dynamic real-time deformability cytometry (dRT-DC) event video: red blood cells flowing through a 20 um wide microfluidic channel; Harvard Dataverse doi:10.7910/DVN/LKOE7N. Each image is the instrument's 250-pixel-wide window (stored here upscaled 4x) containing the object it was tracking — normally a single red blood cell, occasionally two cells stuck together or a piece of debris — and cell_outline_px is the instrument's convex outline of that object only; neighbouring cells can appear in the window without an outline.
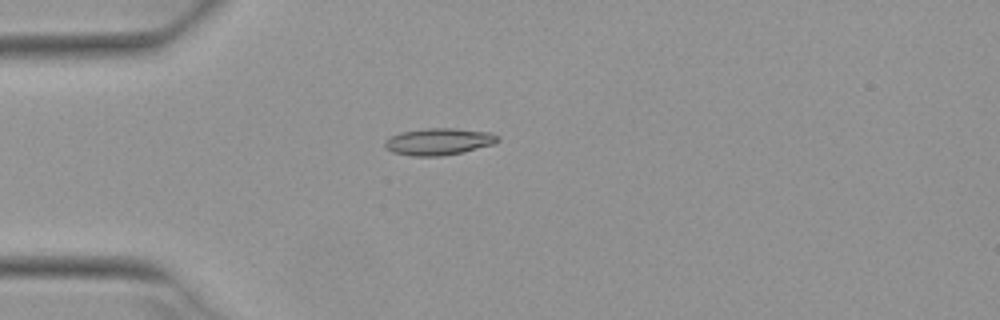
{"species": "Egyptian fruit bat (a non-hibernating species)", "species_latin": "Rousettus aegyptiacus", "temperature_condition": "warm", "stored_images_in_passage": 3, "camera_frame_rate_fps": 3000, "um_per_image_px": 0.085, "animal": {"sex": "female"}, "frame": {"image": 1, "passage_image": 3, "time_ms": 0.667, "image_size_px": [1000, 320], "cell_outline_px": [[500, 140], [496, 144], [464, 152], [440, 156], [412, 156], [392, 152], [384, 144], [384, 140], [400, 132], [424, 128], [452, 128], [492, 132], [500, 136]], "centroid_in_image_um": [37.35, 12.03], "position_along_channel_um": 47.6, "area_um2": 17.92}}